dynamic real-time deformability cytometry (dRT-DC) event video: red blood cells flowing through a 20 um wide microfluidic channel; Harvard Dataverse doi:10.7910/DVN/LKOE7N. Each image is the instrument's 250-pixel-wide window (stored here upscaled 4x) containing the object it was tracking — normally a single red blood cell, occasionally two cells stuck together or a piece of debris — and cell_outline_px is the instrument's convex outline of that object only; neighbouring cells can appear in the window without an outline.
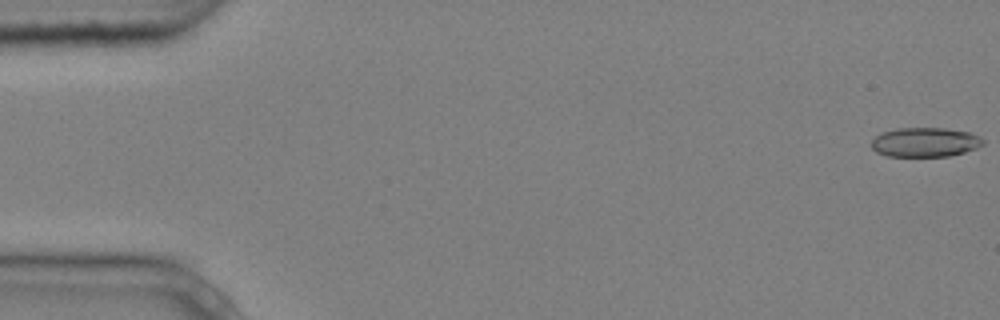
{"species": "common noctule bat (a hibernating species)", "species_latin": "Nyctalus noctula", "temperature_condition": "cold", "stored_images_in_passage": 8, "camera_frame_rate_fps": 3000, "um_per_image_px": 0.085, "animal": {"sex": "male", "body_mass_g": 20.4}, "frame": {"image": 1, "passage_image": 1, "time_ms": 0.0, "image_size_px": [1000, 320], "cell_outline_px": [[984, 144], [976, 148], [964, 152], [948, 156], [888, 156], [876, 152], [872, 148], [872, 140], [880, 132], [896, 128], [944, 128], [968, 132], [980, 136], [984, 140]], "centroid_in_image_um": [78.62, 12.08], "position_along_channel_um": 6.4, "area_um2": 19.13}}
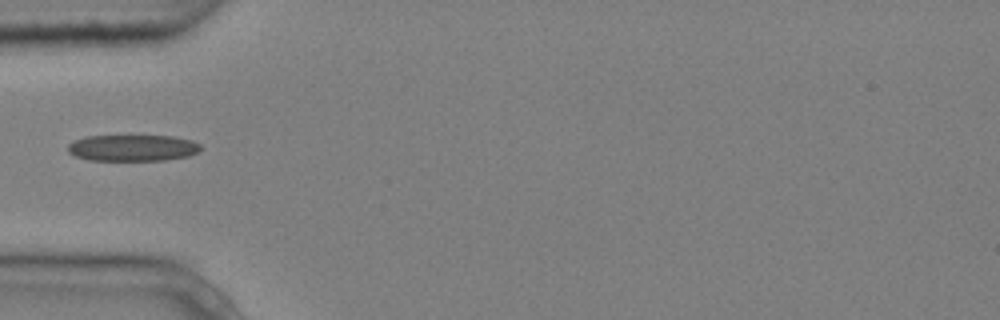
{"frame": {"image": 2, "passage_image": 5, "time_ms": 1.333, "image_size_px": [1000, 320], "cell_outline_px": [[204, 148], [188, 156], [164, 160], [88, 160], [76, 156], [68, 152], [68, 144], [72, 140], [88, 136], [172, 136], [192, 140], [200, 144]], "centroid_in_image_um": [11.27, 12.57], "position_along_channel_um": 73.7, "area_um2": 20.46}}
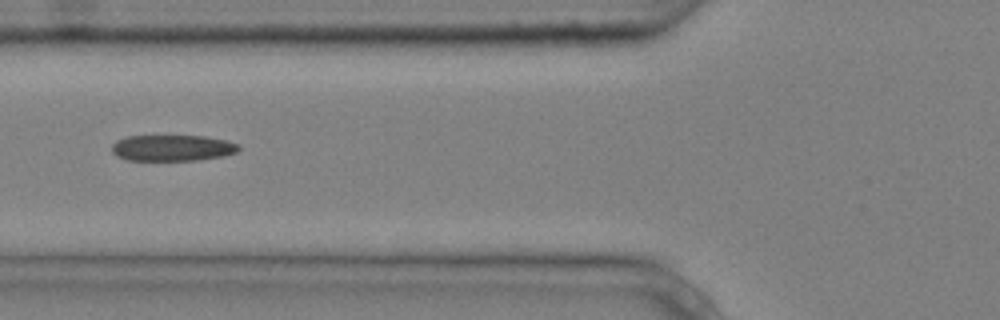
{"frame": {"image": 3, "passage_image": 6, "time_ms": 1.667, "image_size_px": [1000, 320], "cell_outline_px": [[240, 148], [236, 152], [224, 156], [200, 160], [128, 160], [116, 156], [112, 152], [112, 144], [116, 140], [128, 136], [204, 136], [228, 140], [240, 144]], "centroid_in_image_um": [14.68, 12.57], "position_along_channel_um": 111.1, "area_um2": 19.48}}